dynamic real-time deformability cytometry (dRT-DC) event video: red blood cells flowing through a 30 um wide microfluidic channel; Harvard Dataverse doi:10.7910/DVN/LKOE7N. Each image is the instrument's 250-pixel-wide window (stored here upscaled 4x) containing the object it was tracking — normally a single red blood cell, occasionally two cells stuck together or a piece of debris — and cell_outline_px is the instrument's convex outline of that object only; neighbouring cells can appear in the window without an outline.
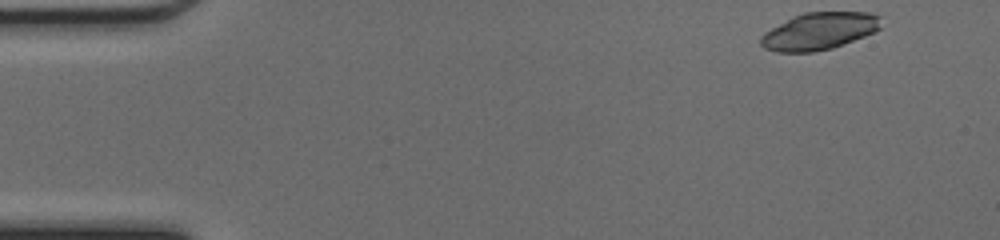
{"species": "common noctule bat (a hibernating species)", "species_latin": "Nyctalus noctula", "temperature_condition": "cold", "stored_images_in_passage": 45, "camera_frame_rate_fps": 3000, "um_per_image_px": 0.085, "animal": {"sex": "female", "body_mass_g": 17.0, "forearm_length_mm": 48.0}, "frame": {"image": 1, "passage_image": 1, "time_ms": 0.0, "image_size_px": [1000, 240], "cell_outline_px": [[880, 28], [864, 36], [832, 48], [812, 52], [776, 52], [764, 48], [760, 44], [760, 36], [764, 32], [792, 16], [804, 12], [868, 12], [880, 16]], "centroid_in_image_um": [69.59, 2.64], "position_along_channel_um": 15.4, "area_um2": 26.01}}